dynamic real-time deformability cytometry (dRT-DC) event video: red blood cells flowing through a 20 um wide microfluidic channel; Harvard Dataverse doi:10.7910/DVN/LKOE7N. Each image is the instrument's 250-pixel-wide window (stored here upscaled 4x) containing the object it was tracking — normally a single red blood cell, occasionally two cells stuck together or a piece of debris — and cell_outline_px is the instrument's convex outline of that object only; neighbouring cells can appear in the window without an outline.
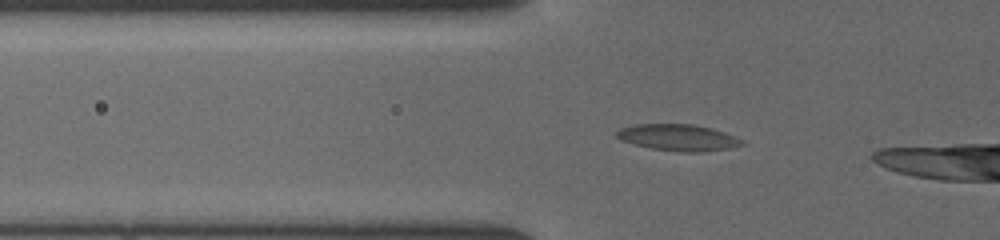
{"species": "common noctule bat (a hibernating species)", "species_latin": "Nyctalus noctula", "temperature_condition": "cold", "stored_images_in_passage": 14, "camera_frame_rate_fps": 3000, "um_per_image_px": 0.085, "animal": {"sex": "female", "body_mass_g": 19.5, "forearm_length_mm": 54.1}, "frame": {"image": 1, "passage_image": 5, "time_ms": 1.333, "image_size_px": [1000, 240], "cell_outline_px": [[744, 144], [728, 148], [700, 152], [680, 152], [652, 148], [620, 140], [616, 136], [616, 132], [620, 128], [636, 124], [692, 124], [712, 128], [724, 132], [744, 140]], "centroid_in_image_um": [57.64, 11.68], "position_along_channel_um": 68.2, "area_um2": 19.19}}
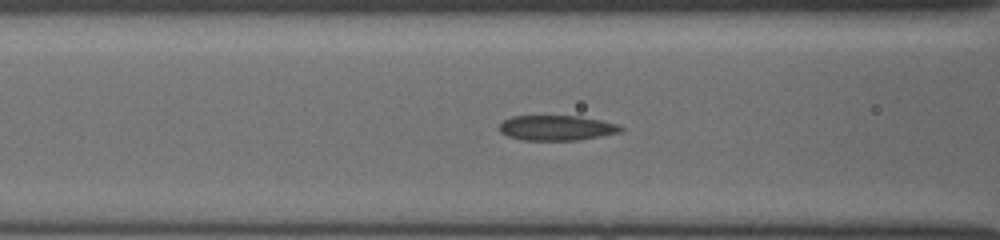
{"frame": {"image": 2, "passage_image": 9, "time_ms": 2.667, "image_size_px": [1000, 240], "cell_outline_px": [[624, 128], [620, 132], [600, 136], [576, 140], [524, 140], [508, 136], [500, 132], [500, 124], [504, 120], [512, 116], [580, 116], [620, 124]], "centroid_in_image_um": [47.33, 10.86], "position_along_channel_um": 119.3, "area_um2": 17.69}}
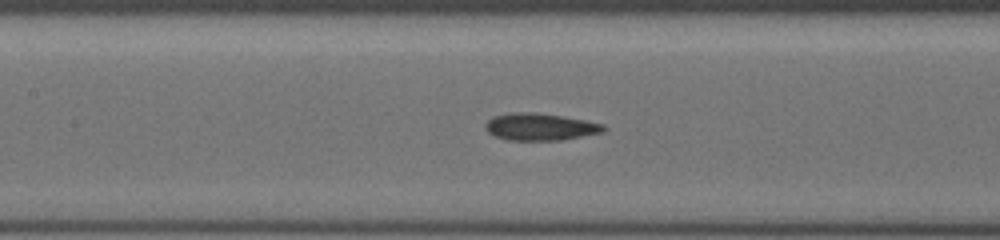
{"frame": {"image": 3, "passage_image": 12, "time_ms": 3.667, "image_size_px": [1000, 240], "cell_outline_px": [[608, 128], [604, 132], [564, 140], [508, 140], [496, 136], [488, 132], [484, 128], [484, 124], [492, 116], [508, 112], [536, 112], [564, 116], [604, 124]], "centroid_in_image_um": [45.92, 10.77], "position_along_channel_um": 161.5, "area_um2": 19.02}}